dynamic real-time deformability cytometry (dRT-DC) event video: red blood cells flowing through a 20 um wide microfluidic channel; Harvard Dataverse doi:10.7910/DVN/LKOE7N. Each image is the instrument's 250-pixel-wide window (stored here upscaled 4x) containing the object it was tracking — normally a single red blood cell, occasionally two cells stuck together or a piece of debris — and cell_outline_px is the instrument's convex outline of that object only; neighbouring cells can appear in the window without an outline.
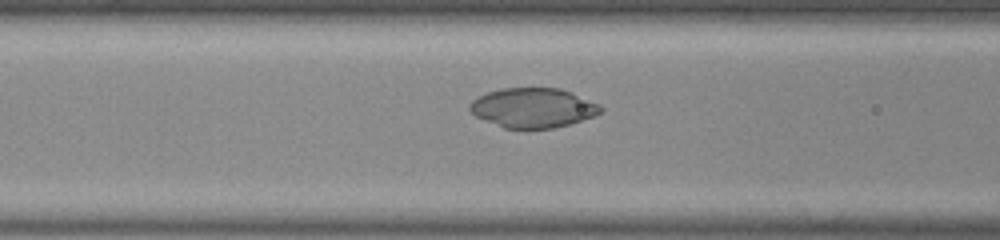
{"species": "common noctule bat (a hibernating species)", "species_latin": "Nyctalus noctula", "temperature_condition": "room temperature", "stored_images_in_passage": 53, "camera_frame_rate_fps": 3000, "um_per_image_px": 0.085, "animal": {"sex": "male", "body_mass_g": 20.0, "forearm_length_mm": 53.3}, "frame": {"image": 1, "passage_image": 22, "time_ms": 7.0, "image_size_px": [1000, 240], "cell_outline_px": [[604, 108], [600, 112], [592, 116], [568, 124], [552, 128], [504, 128], [484, 120], [476, 116], [468, 108], [468, 104], [476, 96], [500, 88], [560, 88], [572, 92], [600, 104]], "centroid_in_image_um": [45.28, 9.15], "position_along_channel_um": 121.3, "area_um2": 30.17}}
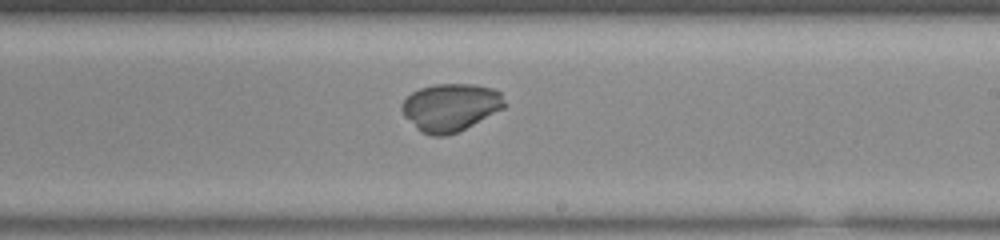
{"frame": {"image": 2, "passage_image": 32, "time_ms": 10.333, "image_size_px": [1000, 240], "cell_outline_px": [[508, 104], [504, 108], [456, 132], [444, 136], [432, 136], [420, 132], [404, 116], [400, 108], [400, 104], [412, 92], [420, 88], [436, 84], [476, 84], [492, 88], [500, 92]], "centroid_in_image_um": [38.28, 9.11], "position_along_channel_um": 250.7, "area_um2": 28.55}}
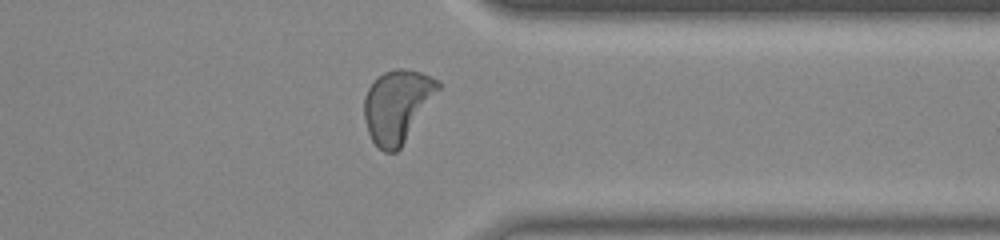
{"frame": {"image": 3, "passage_image": 42, "time_ms": 13.667, "image_size_px": [1000, 240], "cell_outline_px": [[440, 88], [400, 148], [396, 152], [384, 152], [372, 140], [368, 132], [364, 116], [364, 96], [368, 88], [384, 72], [396, 68], [404, 68], [420, 72], [440, 80]], "centroid_in_image_um": [33.76, 8.98], "position_along_channel_um": 377.6, "area_um2": 30.81}, "authors_computed_cell_mechanics": {"area_um2": 29.5936, "velocity_mm_per_s": 3.8853, "shape_relaxation_time_tau1_ms": 4.3257, "shape_relaxation_time_tau2_ms": null, "deformation_change_tau1": 0.2011, "deformation_change_tau2": null}}